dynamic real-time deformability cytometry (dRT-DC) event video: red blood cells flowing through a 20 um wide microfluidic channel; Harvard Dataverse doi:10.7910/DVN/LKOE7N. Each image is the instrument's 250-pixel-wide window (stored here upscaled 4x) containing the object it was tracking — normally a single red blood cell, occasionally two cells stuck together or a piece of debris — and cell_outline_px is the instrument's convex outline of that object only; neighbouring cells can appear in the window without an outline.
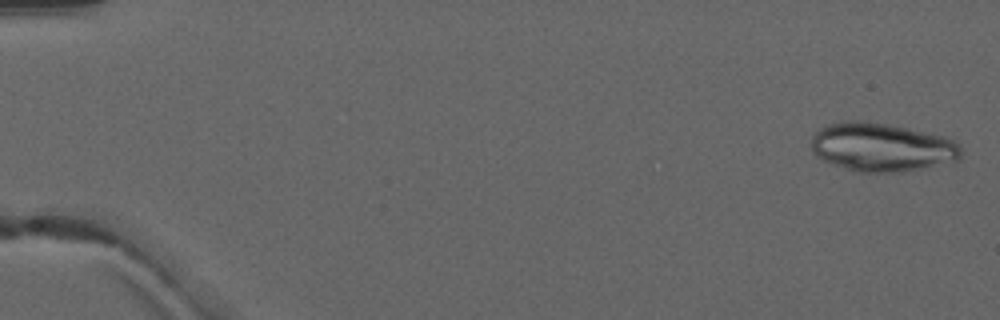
{"species": "common noctule bat (a hibernating species)", "species_latin": "Nyctalus noctula", "temperature_condition": "warm", "stored_images_in_passage": 5, "camera_frame_rate_fps": 3000, "um_per_image_px": 0.085, "animal": {"sex": "male", "forearm_length_mm": 52.5}, "frame": {"image": 1, "passage_image": 1, "time_ms": 0.0, "image_size_px": [1000, 320], "cell_outline_px": [[960, 156], [956, 160], [924, 168], [904, 172], [856, 172], [824, 160], [816, 156], [812, 152], [812, 136], [824, 124], [840, 120], [860, 120], [908, 128], [944, 136], [956, 140], [960, 144]], "centroid_in_image_um": [74.92, 12.5], "position_along_channel_um": 10.1, "area_um2": 42.54}}